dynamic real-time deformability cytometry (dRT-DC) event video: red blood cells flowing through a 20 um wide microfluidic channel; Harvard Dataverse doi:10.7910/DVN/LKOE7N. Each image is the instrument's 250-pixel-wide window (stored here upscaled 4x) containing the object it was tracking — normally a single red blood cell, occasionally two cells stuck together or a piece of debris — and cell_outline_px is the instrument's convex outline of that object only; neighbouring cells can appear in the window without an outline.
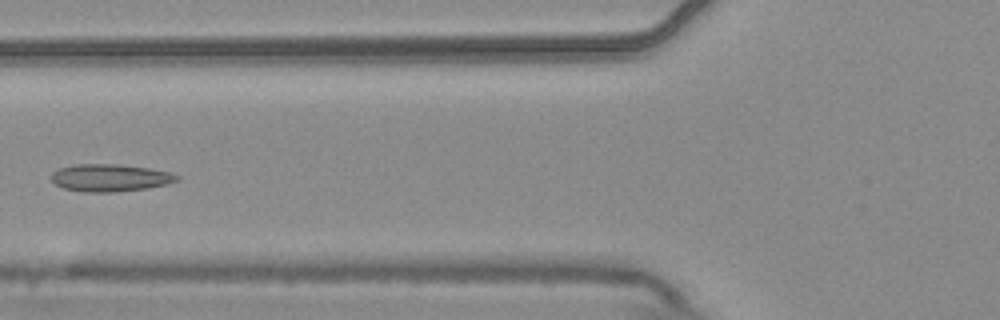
{"species": "common noctule bat (a hibernating species)", "species_latin": "Nyctalus noctula", "temperature_condition": "warm", "stored_images_in_passage": 7, "camera_frame_rate_fps": 3000, "um_per_image_px": 0.085, "animal": {"sex": "male", "body_mass_g": 20.4}, "frame": {"image": 1, "passage_image": 7, "time_ms": 2.0, "image_size_px": [1000, 320], "cell_outline_px": [[180, 180], [168, 184], [144, 188], [112, 192], [84, 192], [64, 188], [56, 184], [52, 180], [52, 172], [60, 168], [76, 164], [116, 164], [148, 168], [168, 172], [180, 176]], "centroid_in_image_um": [9.36, 15.11], "position_along_channel_um": 116.4, "area_um2": 19.83}}